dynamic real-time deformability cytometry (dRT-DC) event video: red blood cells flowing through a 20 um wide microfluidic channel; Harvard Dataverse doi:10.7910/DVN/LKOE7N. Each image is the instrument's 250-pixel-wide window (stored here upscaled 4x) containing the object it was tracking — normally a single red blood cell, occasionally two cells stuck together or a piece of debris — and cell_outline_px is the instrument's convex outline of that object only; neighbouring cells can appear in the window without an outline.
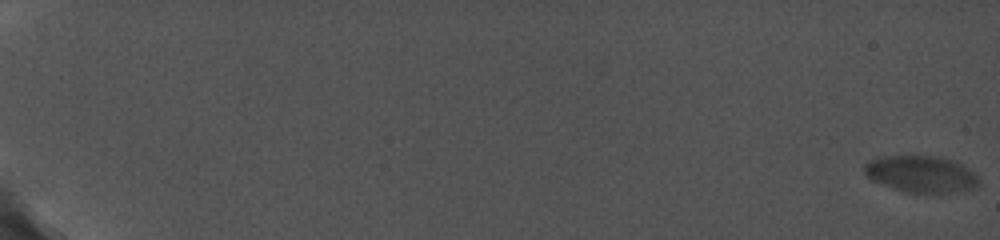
{"species": "common noctule bat (a hibernating species)", "species_latin": "Nyctalus noctula", "temperature_condition": "cold", "stored_images_in_passage": 89, "camera_frame_rate_fps": 5000, "um_per_image_px": 0.085, "animal": {"sex": "female", "body_mass_g": 19.0, "forearm_length_mm": 56.7}, "frame": {"image": 1, "passage_image": 1, "time_ms": 0.0, "image_size_px": [1000, 240], "cell_outline_px": [[980, 184], [956, 192], [904, 192], [892, 188], [872, 180], [864, 172], [864, 164], [868, 160], [884, 156], [936, 156], [952, 160], [968, 168], [980, 180]], "centroid_in_image_um": [78.25, 14.78], "position_along_channel_um": 6.8, "area_um2": 24.1}}
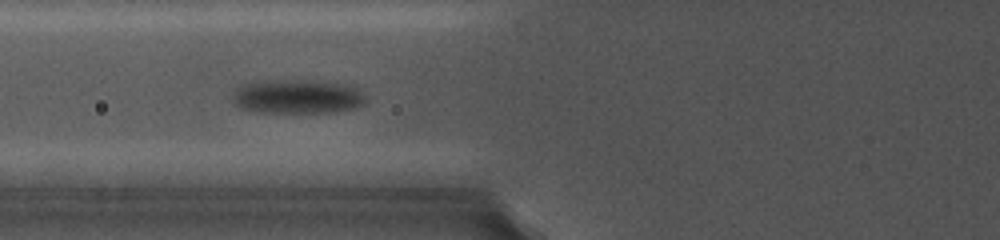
{"frame": {"image": 2, "passage_image": 45, "time_ms": 9.4, "image_size_px": [1000, 240], "cell_outline_px": [[364, 104], [356, 108], [332, 112], [256, 112], [240, 108], [232, 100], [232, 92], [240, 84], [260, 80], [328, 80], [352, 84], [360, 88], [364, 92]], "centroid_in_image_um": [25.3, 8.17], "position_along_channel_um": 100.5, "area_um2": 27.4}}
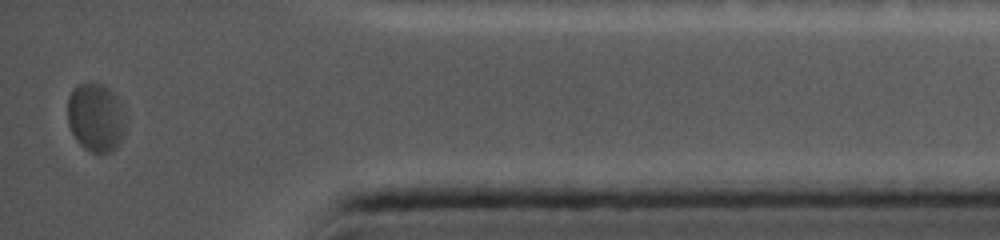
{"frame": {"image": 3, "passage_image": 89, "time_ms": 18.8, "image_size_px": [1000, 240], "cell_outline_px": [[124, 136], [116, 148], [108, 152], [92, 152], [84, 148], [76, 140], [68, 124], [68, 96], [72, 88], [80, 84], [104, 84], [116, 96], [124, 108]], "centroid_in_image_um": [8.14, 9.98], "position_along_channel_um": 427.1, "area_um2": 23.18}}